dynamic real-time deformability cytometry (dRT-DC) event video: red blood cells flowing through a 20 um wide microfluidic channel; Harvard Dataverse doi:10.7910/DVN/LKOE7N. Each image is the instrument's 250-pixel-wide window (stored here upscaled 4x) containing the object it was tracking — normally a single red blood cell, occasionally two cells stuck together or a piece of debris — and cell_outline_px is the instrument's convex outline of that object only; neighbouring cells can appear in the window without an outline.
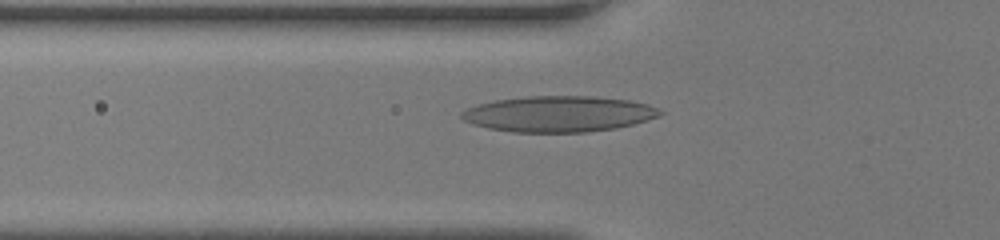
{"species": "human", "species_latin": "Homo sapiens", "temperature_condition": "room temperature", "stored_images_in_passage": 47, "camera_frame_rate_fps": 3000, "um_per_image_px": 0.085, "donor": {"sex": "female"}, "frame": {"image": 1, "passage_image": 17, "time_ms": 5.333, "image_size_px": [1000, 240], "cell_outline_px": [[664, 112], [660, 116], [648, 120], [616, 128], [588, 132], [512, 132], [488, 128], [472, 124], [464, 120], [460, 116], [460, 112], [464, 108], [496, 100], [524, 96], [592, 96], [628, 100], [648, 104]], "centroid_in_image_um": [47.47, 9.68], "position_along_channel_um": 78.3, "area_um2": 41.62}}
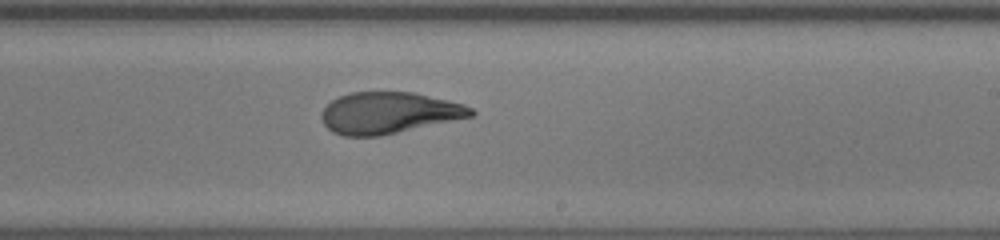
{"frame": {"image": 2, "passage_image": 29, "time_ms": 9.333, "image_size_px": [1000, 240], "cell_outline_px": [[476, 112], [472, 116], [380, 136], [344, 136], [332, 132], [324, 124], [320, 116], [324, 108], [332, 100], [348, 92], [412, 92], [448, 100], [464, 104], [472, 108]], "centroid_in_image_um": [33.03, 9.59], "position_along_channel_um": 256.0, "area_um2": 35.95}}
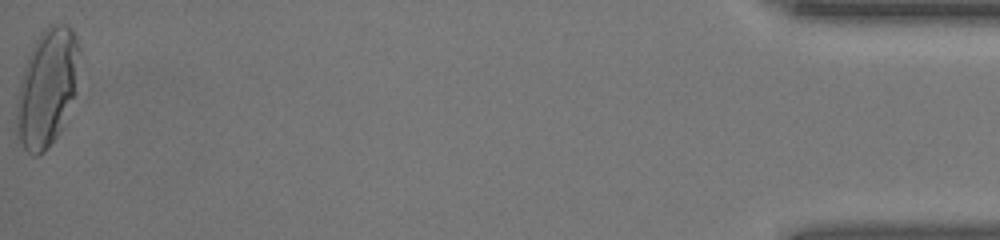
{"frame": {"image": 3, "passage_image": 47, "time_ms": 15.333, "image_size_px": [1000, 240], "cell_outline_px": [[80, 52], [76, 96], [64, 124], [60, 132], [48, 148], [44, 152], [36, 156], [32, 156], [16, 140], [16, 100], [20, 80], [28, 56], [36, 40], [44, 28], [48, 24], [64, 24], [72, 28], [76, 36], [80, 48]], "centroid_in_image_um": [4.01, 7.49], "position_along_channel_um": 431.2, "area_um2": 43.93}}